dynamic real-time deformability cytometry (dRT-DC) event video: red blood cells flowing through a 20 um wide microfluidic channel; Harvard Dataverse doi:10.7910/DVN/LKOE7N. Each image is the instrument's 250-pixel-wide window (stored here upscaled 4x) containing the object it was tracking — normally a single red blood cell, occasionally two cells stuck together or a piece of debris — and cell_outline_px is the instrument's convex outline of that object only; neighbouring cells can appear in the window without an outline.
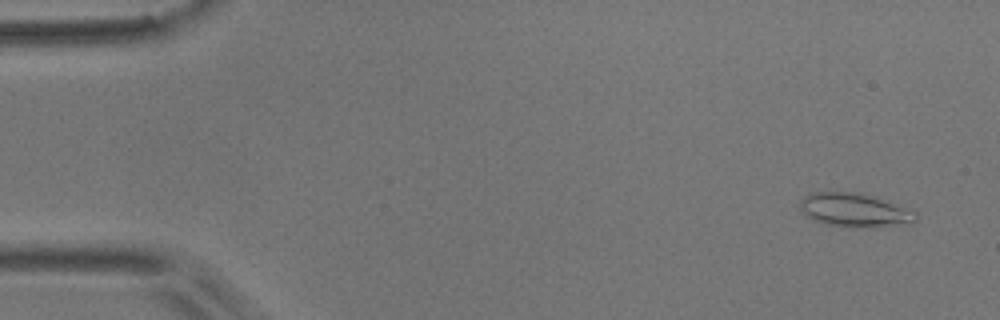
{"species": "common noctule bat (a hibernating species)", "species_latin": "Nyctalus noctula", "temperature_condition": "room temperature", "stored_images_in_passage": 53, "camera_frame_rate_fps": 3000, "um_per_image_px": 0.085, "animal": {"sex": "male", "body_mass_g": 17.9}, "frame": {"image": 1, "passage_image": 3, "time_ms": 0.667, "image_size_px": [1000, 320], "cell_outline_px": [[916, 220], [876, 228], [852, 228], [824, 224], [812, 220], [800, 208], [800, 200], [808, 192], [860, 192], [876, 196], [916, 212]], "centroid_in_image_um": [72.58, 17.85], "position_along_channel_um": 12.4, "area_um2": 22.95}}
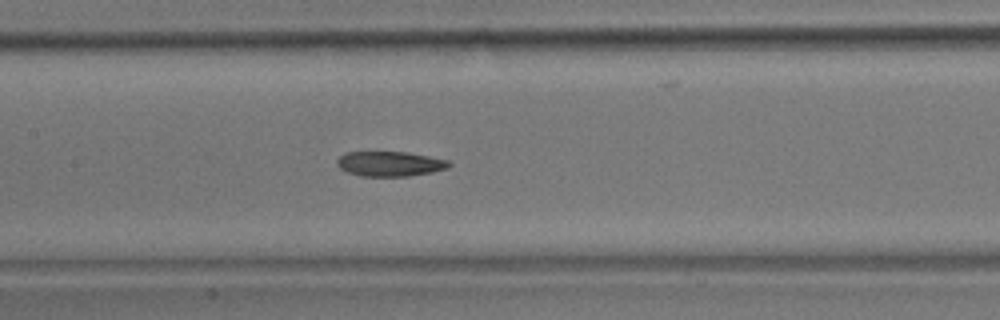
{"frame": {"image": 2, "passage_image": 25, "time_ms": 8.0, "image_size_px": [1000, 320], "cell_outline_px": [[452, 164], [448, 168], [432, 172], [408, 176], [360, 176], [348, 172], [340, 168], [336, 164], [336, 160], [344, 152], [408, 152], [448, 160]], "centroid_in_image_um": [33.13, 13.92], "position_along_channel_um": 174.3, "area_um2": 16.3}}
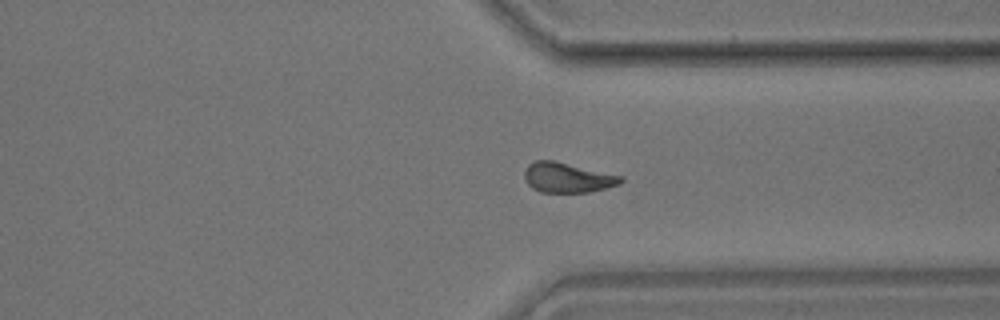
{"frame": {"image": 3, "passage_image": 40, "time_ms": 13.0, "image_size_px": [1000, 320], "cell_outline_px": [[624, 180], [620, 184], [588, 192], [540, 192], [532, 188], [528, 184], [524, 176], [524, 172], [528, 164], [536, 160], [556, 160], [624, 176]], "centroid_in_image_um": [48.25, 15.08], "position_along_channel_um": 363.2, "area_um2": 16.99}, "authors_computed_cell_mechanics": {"area_um2": 17.1088, "velocity_mm_per_s": 3.7831, "shape_relaxation_time_tau1_ms": 9.3785, "shape_relaxation_time_tau2_ms": 6.6243, "deformation_change_tau1": 0.1964, "deformation_change_tau2": 0.1043}}